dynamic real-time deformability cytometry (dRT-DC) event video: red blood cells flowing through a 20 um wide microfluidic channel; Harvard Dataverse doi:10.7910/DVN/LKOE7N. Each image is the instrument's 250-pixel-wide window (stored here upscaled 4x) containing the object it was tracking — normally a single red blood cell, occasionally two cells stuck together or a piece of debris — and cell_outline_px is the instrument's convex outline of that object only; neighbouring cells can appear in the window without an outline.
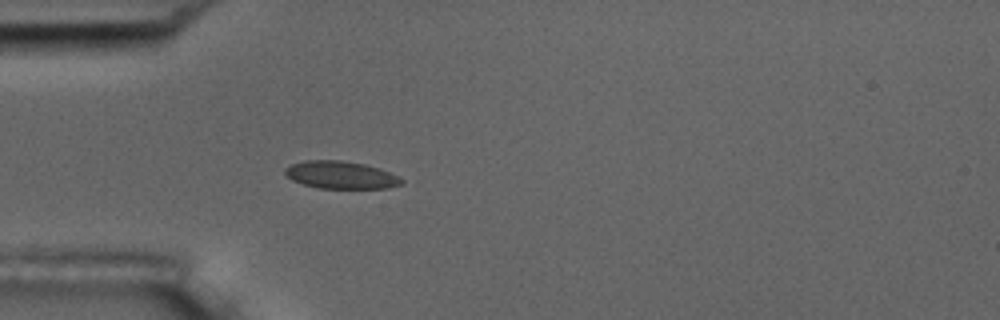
{"species": "common noctule bat (a hibernating species)", "species_latin": "Nyctalus noctula", "temperature_condition": "room temperature", "stored_images_in_passage": 4, "camera_frame_rate_fps": 3000, "um_per_image_px": 0.085, "animal": {"sex": "male", "body_mass_g": 17.5, "forearm_length_mm": 52.3}, "frame": {"image": 1, "passage_image": 4, "time_ms": 3.333, "image_size_px": [1000, 320], "cell_outline_px": [[404, 184], [388, 188], [320, 188], [304, 184], [292, 180], [284, 172], [284, 168], [292, 164], [304, 160], [340, 160], [364, 164], [388, 172], [404, 180]], "centroid_in_image_um": [28.95, 14.87], "position_along_channel_um": 56.0, "area_um2": 18.5}}